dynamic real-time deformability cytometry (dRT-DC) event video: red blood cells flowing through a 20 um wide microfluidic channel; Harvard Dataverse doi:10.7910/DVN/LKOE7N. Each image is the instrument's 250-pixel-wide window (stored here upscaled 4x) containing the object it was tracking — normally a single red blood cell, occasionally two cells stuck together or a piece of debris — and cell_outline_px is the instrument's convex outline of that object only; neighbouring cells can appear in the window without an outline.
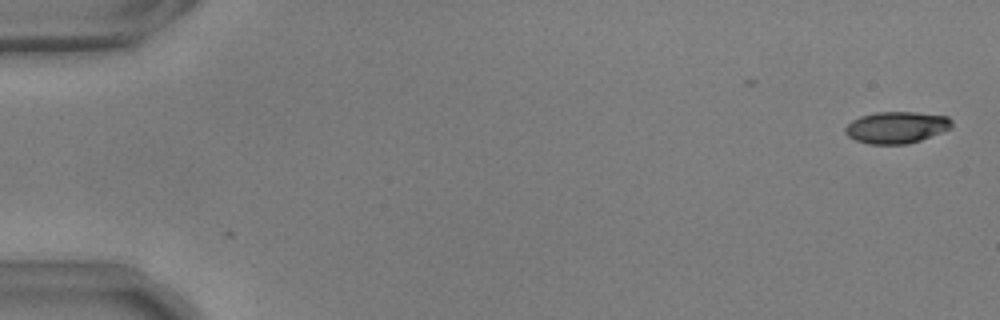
{"species": "common noctule bat (a hibernating species)", "species_latin": "Nyctalus noctula", "temperature_condition": "warm", "stored_images_in_passage": 2, "camera_frame_rate_fps": 3000, "um_per_image_px": 0.085, "animal": {"sex": "male", "body_mass_g": 17.9, "forearm_length_mm": 54.2}, "frame": {"image": 1, "passage_image": 2, "time_ms": 0.333, "image_size_px": [1000, 320], "cell_outline_px": [[952, 128], [920, 140], [908, 144], [868, 144], [856, 140], [848, 136], [844, 132], [844, 128], [852, 120], [860, 116], [876, 112], [916, 112], [948, 116], [952, 120]], "centroid_in_image_um": [76.2, 10.82], "position_along_channel_um": 8.8, "area_um2": 19.77}}